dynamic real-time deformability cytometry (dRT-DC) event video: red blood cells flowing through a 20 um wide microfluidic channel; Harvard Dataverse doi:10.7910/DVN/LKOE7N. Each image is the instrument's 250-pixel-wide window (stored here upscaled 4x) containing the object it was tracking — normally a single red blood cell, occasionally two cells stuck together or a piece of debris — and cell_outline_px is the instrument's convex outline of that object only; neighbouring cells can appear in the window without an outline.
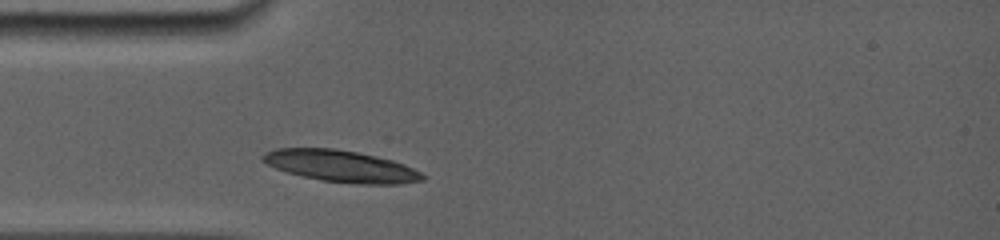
{"species": "common noctule bat (a hibernating species)", "species_latin": "Nyctalus noctula", "temperature_condition": "room temperature", "stored_images_in_passage": 1, "camera_frame_rate_fps": 5000, "um_per_image_px": 0.085, "animal": {"sex": "female", "body_mass_g": 19.0, "forearm_length_mm": 56.7}, "frame": {"image": 1, "passage_image": 1, "time_ms": 0.0, "image_size_px": [1000, 240], "cell_outline_px": [[424, 180], [400, 184], [360, 184], [324, 180], [304, 176], [288, 172], [276, 168], [260, 160], [260, 156], [264, 152], [276, 148], [332, 148], [356, 152], [376, 156], [392, 160], [404, 164], [420, 172], [424, 176]], "centroid_in_image_um": [28.97, 14.11], "position_along_channel_um": 56.0, "area_um2": 29.25}}